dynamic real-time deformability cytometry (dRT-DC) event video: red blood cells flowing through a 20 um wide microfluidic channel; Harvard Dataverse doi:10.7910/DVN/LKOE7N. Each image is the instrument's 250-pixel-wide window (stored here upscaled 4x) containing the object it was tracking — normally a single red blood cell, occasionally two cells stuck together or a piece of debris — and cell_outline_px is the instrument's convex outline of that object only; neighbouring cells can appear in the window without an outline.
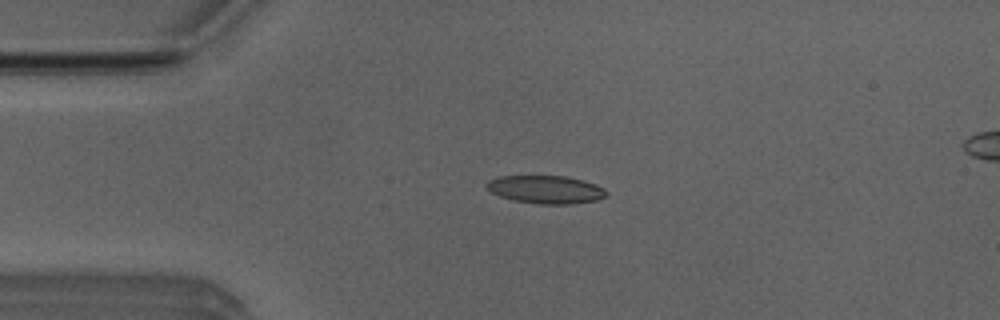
{"species": "Egyptian fruit bat (a non-hibernating species)", "species_latin": "Rousettus aegyptiacus", "temperature_condition": "room temperature", "stored_images_in_passage": 9, "camera_frame_rate_fps": 3000, "um_per_image_px": 0.085, "animal": {"sex": "male"}, "frame": {"image": 1, "passage_image": 3, "time_ms": 0.667, "image_size_px": [1000, 320], "cell_outline_px": [[608, 192], [604, 196], [596, 200], [572, 204], [536, 204], [516, 200], [500, 196], [492, 192], [484, 184], [488, 180], [496, 176], [564, 176], [584, 180], [596, 184], [604, 188]], "centroid_in_image_um": [46.39, 16.1], "position_along_channel_um": 38.6, "area_um2": 19.54}}
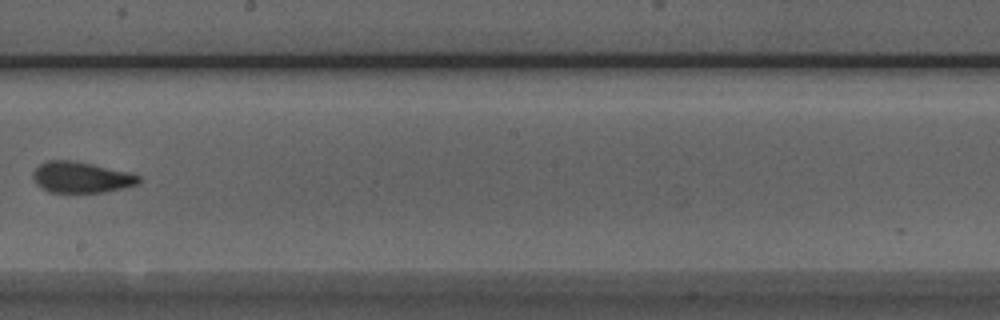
{"frame": {"image": 2, "passage_image": 8, "time_ms": 2.333, "image_size_px": [1000, 320], "cell_outline_px": [[140, 180], [136, 184], [104, 192], [48, 192], [36, 184], [32, 176], [32, 172], [40, 164], [48, 160], [72, 160], [92, 164], [128, 172], [140, 176]], "centroid_in_image_um": [6.84, 15.06], "position_along_channel_um": 241.4, "area_um2": 18.9}}
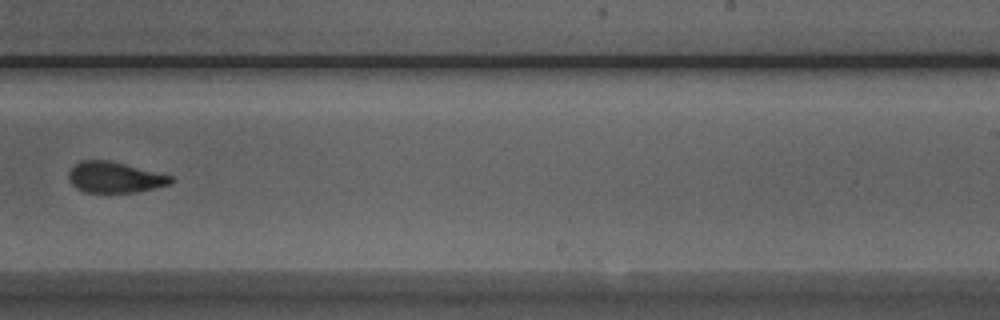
{"frame": {"image": 3, "passage_image": 9, "time_ms": 2.667, "image_size_px": [1000, 320], "cell_outline_px": [[176, 180], [168, 184], [136, 192], [84, 192], [76, 188], [68, 180], [68, 172], [80, 160], [108, 160], [172, 176]], "centroid_in_image_um": [9.71, 15.07], "position_along_channel_um": 279.3, "area_um2": 18.15}}